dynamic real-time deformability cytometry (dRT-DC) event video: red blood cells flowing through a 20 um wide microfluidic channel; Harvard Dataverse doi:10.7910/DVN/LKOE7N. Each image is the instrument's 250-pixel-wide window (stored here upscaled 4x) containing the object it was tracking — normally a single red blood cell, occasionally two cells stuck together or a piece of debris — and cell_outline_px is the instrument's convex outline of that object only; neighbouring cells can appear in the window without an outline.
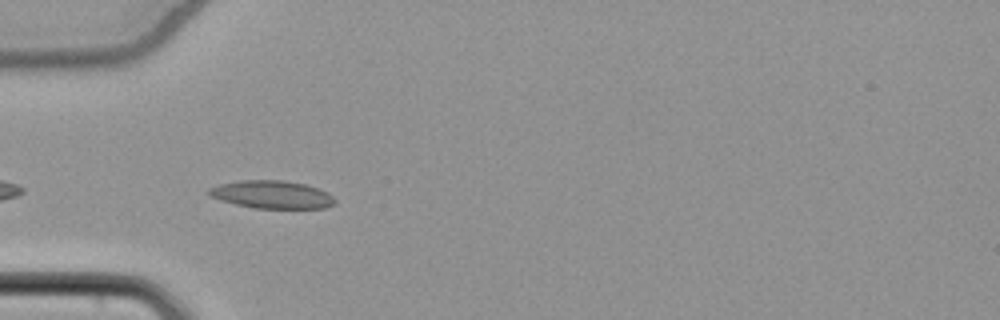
{"species": "common noctule bat (a hibernating species)", "species_latin": "Nyctalus noctula", "temperature_condition": "cold", "stored_images_in_passage": 39, "camera_frame_rate_fps": 3000, "um_per_image_px": 0.085, "animal": {"sex": "female", "body_mass_g": 22.7, "forearm_length_mm": 54.2}, "frame": {"image": 1, "passage_image": 3, "time_ms": 0.667, "image_size_px": [1000, 320], "cell_outline_px": [[336, 204], [324, 208], [256, 208], [236, 204], [220, 200], [208, 196], [208, 188], [220, 184], [240, 180], [284, 180], [304, 184], [328, 192], [336, 200]], "centroid_in_image_um": [23.11, 16.53], "position_along_channel_um": 61.9, "area_um2": 20.46}}
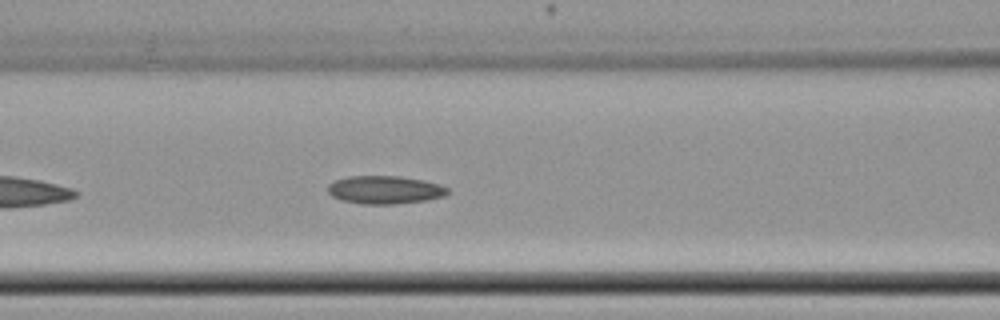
{"frame": {"image": 2, "passage_image": 9, "time_ms": 2.667, "image_size_px": [1000, 320], "cell_outline_px": [[448, 192], [444, 196], [424, 200], [396, 204], [364, 204], [340, 200], [332, 196], [328, 192], [328, 184], [336, 180], [348, 176], [400, 176], [424, 180], [440, 184], [448, 188]], "centroid_in_image_um": [32.7, 16.13], "position_along_channel_um": 133.9, "area_um2": 19.59}}
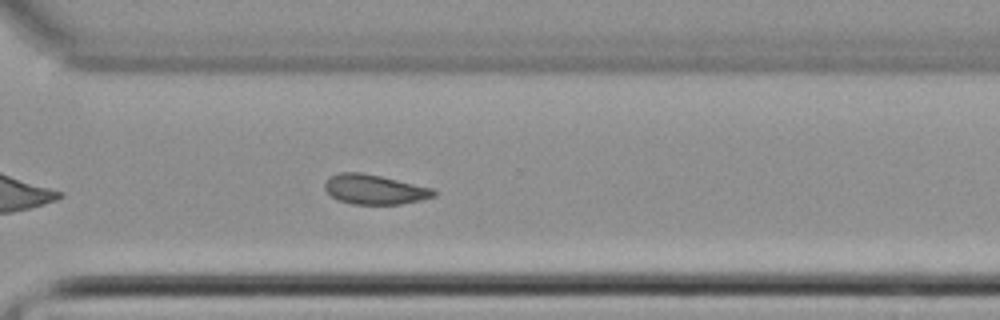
{"frame": {"image": 3, "passage_image": 25, "time_ms": 8.0, "image_size_px": [1000, 320], "cell_outline_px": [[436, 196], [420, 200], [400, 204], [352, 204], [336, 200], [324, 188], [324, 184], [328, 176], [340, 172], [360, 172], [380, 176], [436, 188]], "centroid_in_image_um": [31.84, 16.1], "position_along_channel_um": 338.8, "area_um2": 19.07}}